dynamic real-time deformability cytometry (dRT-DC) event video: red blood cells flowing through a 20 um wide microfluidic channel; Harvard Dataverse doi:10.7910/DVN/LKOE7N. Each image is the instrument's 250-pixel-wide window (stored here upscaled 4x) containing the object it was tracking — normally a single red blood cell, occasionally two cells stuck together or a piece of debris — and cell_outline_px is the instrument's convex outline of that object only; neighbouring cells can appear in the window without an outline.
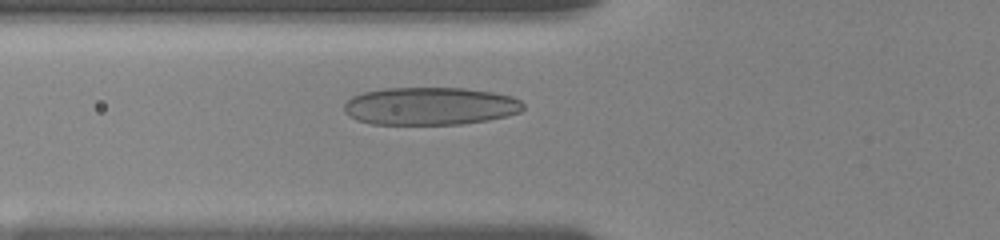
{"species": "human", "species_latin": "Homo sapiens", "temperature_condition": "room temperature", "stored_images_in_passage": 47, "camera_frame_rate_fps": 3000, "um_per_image_px": 0.085, "donor": {"sex": "female"}, "frame": {"image": 1, "passage_image": 4, "time_ms": 0.667, "image_size_px": [1000, 240], "cell_outline_px": [[524, 108], [520, 112], [488, 120], [460, 124], [372, 124], [356, 120], [348, 116], [344, 112], [344, 104], [352, 96], [364, 92], [384, 88], [464, 88], [492, 92], [512, 96], [520, 100], [524, 104]], "centroid_in_image_um": [36.54, 9.02], "position_along_channel_um": 89.3, "area_um2": 39.54}}
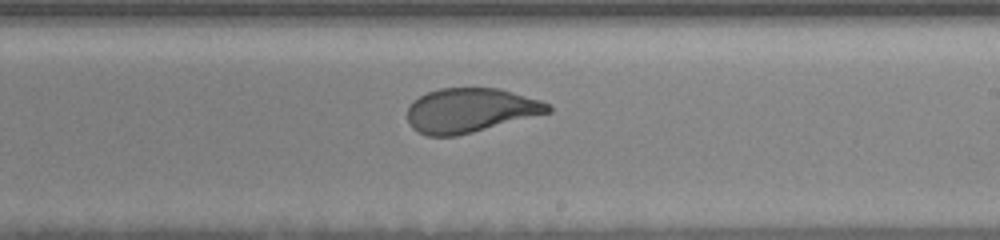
{"frame": {"image": 2, "passage_image": 19, "time_ms": 5.0, "image_size_px": [1000, 240], "cell_outline_px": [[552, 112], [456, 136], [428, 136], [412, 128], [408, 124], [408, 108], [412, 100], [428, 92], [440, 88], [500, 88], [540, 100], [552, 104]], "centroid_in_image_um": [39.99, 9.37], "position_along_channel_um": 249.0, "area_um2": 36.36}}
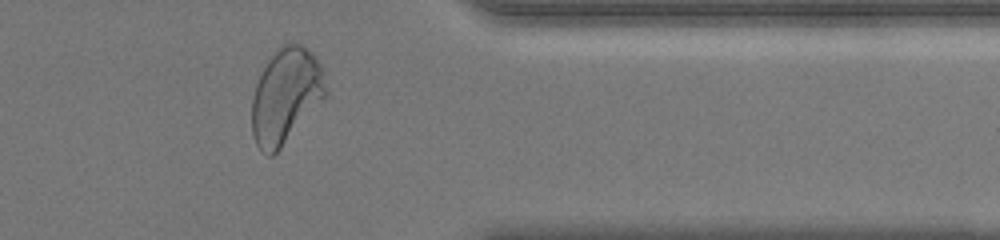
{"frame": {"image": 3, "passage_image": 33, "time_ms": 9.0, "image_size_px": [1000, 240], "cell_outline_px": [[328, 92], [324, 100], [280, 148], [272, 156], [268, 156], [256, 144], [252, 132], [252, 100], [256, 84], [268, 60], [288, 40], [300, 44], [308, 48], [316, 56], [324, 72]], "centroid_in_image_um": [24.33, 8.12], "position_along_channel_um": 387.1, "area_um2": 40.98}, "authors_computed_cell_mechanics": {"area_um2": 39.5352, "velocity_mm_per_s": 3.6812, "shape_relaxation_time_tau1_ms": 4.1708, "shape_relaxation_time_tau2_ms": null, "deformation_change_tau1": 0.1755, "deformation_change_tau2": null}}